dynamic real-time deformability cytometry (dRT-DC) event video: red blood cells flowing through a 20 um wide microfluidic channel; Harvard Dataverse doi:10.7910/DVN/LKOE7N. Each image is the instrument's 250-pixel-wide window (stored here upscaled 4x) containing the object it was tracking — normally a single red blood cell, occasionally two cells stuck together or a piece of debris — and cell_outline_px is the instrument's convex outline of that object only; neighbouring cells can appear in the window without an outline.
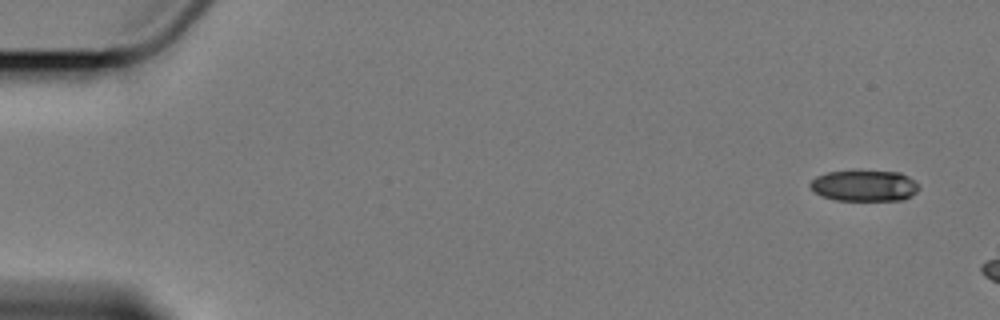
{"species": "Egyptian fruit bat (a non-hibernating species)", "species_latin": "Rousettus aegyptiacus", "temperature_condition": "cold", "stored_images_in_passage": 3, "camera_frame_rate_fps": 3000, "um_per_image_px": 0.085, "animal": {"sex": "female"}, "frame": {"image": 1, "passage_image": 1, "time_ms": 0.0, "image_size_px": [1000, 320], "cell_outline_px": [[920, 188], [912, 196], [904, 200], [836, 200], [820, 196], [812, 192], [808, 184], [816, 176], [828, 172], [900, 172], [916, 180]], "centroid_in_image_um": [73.47, 15.81], "position_along_channel_um": 11.5, "area_um2": 19.71}}